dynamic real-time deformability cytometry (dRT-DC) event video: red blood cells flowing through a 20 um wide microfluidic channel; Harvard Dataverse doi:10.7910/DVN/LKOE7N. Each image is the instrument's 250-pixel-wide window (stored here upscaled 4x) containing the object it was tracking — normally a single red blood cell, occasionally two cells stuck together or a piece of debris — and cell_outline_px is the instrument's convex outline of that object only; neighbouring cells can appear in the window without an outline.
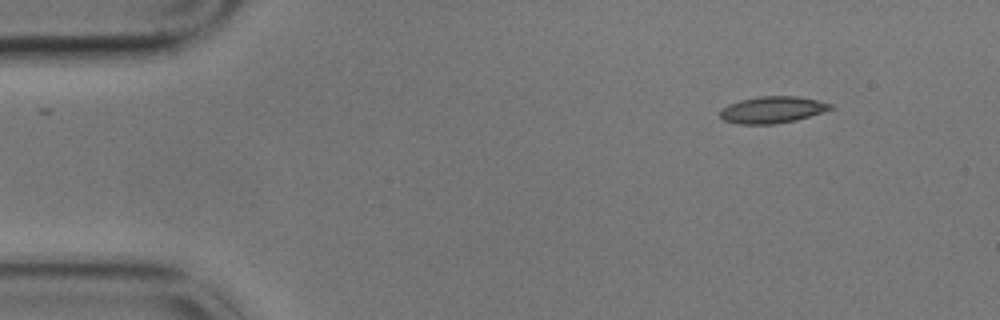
{"species": "common noctule bat (a hibernating species)", "species_latin": "Nyctalus noctula", "temperature_condition": "cold", "stored_images_in_passage": 52, "camera_frame_rate_fps": 3000, "um_per_image_px": 0.085, "animal": {"sex": "male", "body_mass_g": 17.9}, "frame": {"image": 1, "passage_image": 1, "time_ms": 0.0, "image_size_px": [1000, 320], "cell_outline_px": [[832, 108], [796, 120], [772, 124], [740, 124], [724, 120], [720, 116], [720, 108], [728, 104], [740, 100], [760, 96], [796, 96], [816, 100], [832, 104]], "centroid_in_image_um": [65.58, 9.32], "position_along_channel_um": 19.4, "area_um2": 16.94}}
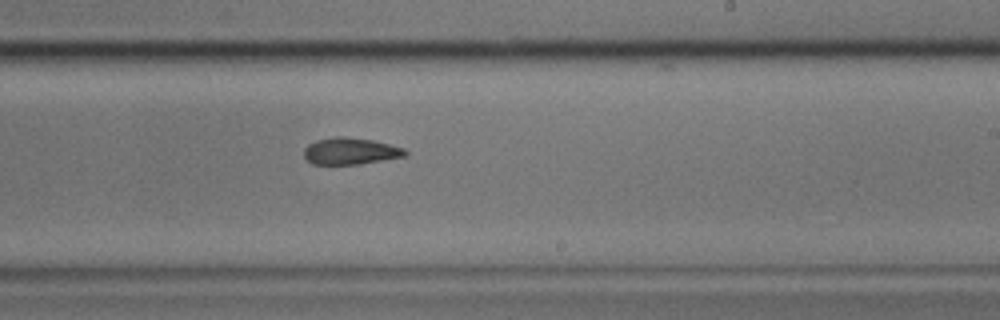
{"frame": {"image": 2, "passage_image": 29, "time_ms": 9.333, "image_size_px": [1000, 320], "cell_outline_px": [[408, 152], [404, 156], [360, 164], [312, 164], [304, 156], [304, 148], [308, 144], [316, 140], [332, 136], [344, 136], [372, 140], [404, 148]], "centroid_in_image_um": [29.75, 12.83], "position_along_channel_um": 259.3, "area_um2": 15.72}}
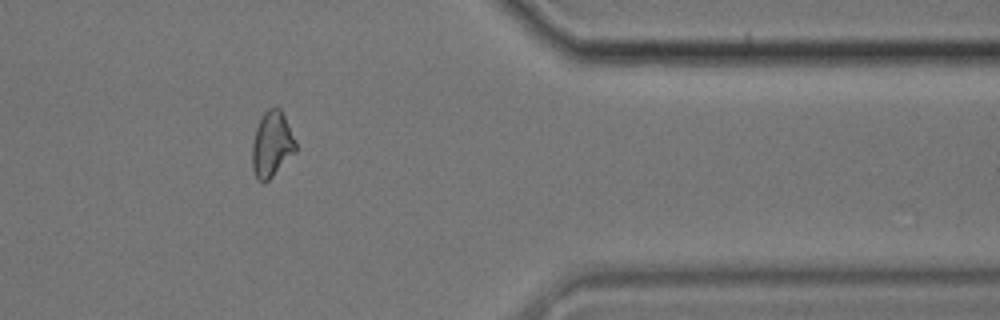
{"frame": {"image": 3, "passage_image": 42, "time_ms": 13.667, "image_size_px": [1000, 320], "cell_outline_px": [[296, 152], [264, 184], [256, 180], [252, 168], [252, 144], [256, 128], [264, 112], [268, 108], [276, 104], [280, 108], [296, 140]], "centroid_in_image_um": [23.1, 12.27], "position_along_channel_um": 388.3, "area_um2": 16.82}, "authors_computed_cell_mechanics": {"area_um2": 16.9065, "velocity_mm_per_s": 3.4367, "shape_relaxation_time_tau1_ms": 4.9103, "shape_relaxation_time_tau2_ms": 4.0646, "deformation_change_tau1": 0.1231, "deformation_change_tau2": 0.1105}}